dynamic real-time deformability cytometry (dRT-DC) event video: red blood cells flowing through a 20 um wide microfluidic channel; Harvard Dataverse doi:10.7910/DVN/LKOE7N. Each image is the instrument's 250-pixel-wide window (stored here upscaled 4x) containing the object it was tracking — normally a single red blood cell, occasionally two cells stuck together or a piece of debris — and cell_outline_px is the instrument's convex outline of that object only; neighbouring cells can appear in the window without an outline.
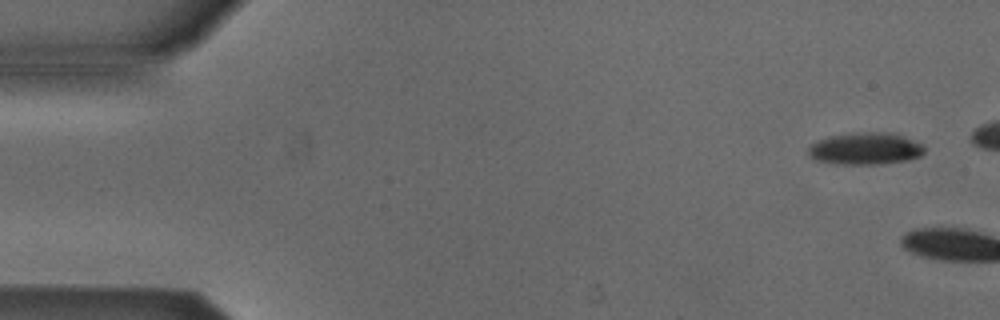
{"species": "Egyptian fruit bat (a non-hibernating species)", "species_latin": "Rousettus aegyptiacus", "temperature_condition": "cold", "stored_images_in_passage": 4, "camera_frame_rate_fps": 3000, "um_per_image_px": 0.085, "animal": {"sex": "male"}, "frame": {"image": 1, "passage_image": 1, "time_ms": 0.0, "image_size_px": [1000, 320], "cell_outline_px": [[924, 152], [920, 156], [908, 160], [880, 164], [836, 164], [812, 160], [808, 156], [808, 148], [812, 144], [820, 140], [832, 136], [868, 132], [892, 132], [924, 144]], "centroid_in_image_um": [73.57, 12.65], "position_along_channel_um": 11.4, "area_um2": 21.68}}